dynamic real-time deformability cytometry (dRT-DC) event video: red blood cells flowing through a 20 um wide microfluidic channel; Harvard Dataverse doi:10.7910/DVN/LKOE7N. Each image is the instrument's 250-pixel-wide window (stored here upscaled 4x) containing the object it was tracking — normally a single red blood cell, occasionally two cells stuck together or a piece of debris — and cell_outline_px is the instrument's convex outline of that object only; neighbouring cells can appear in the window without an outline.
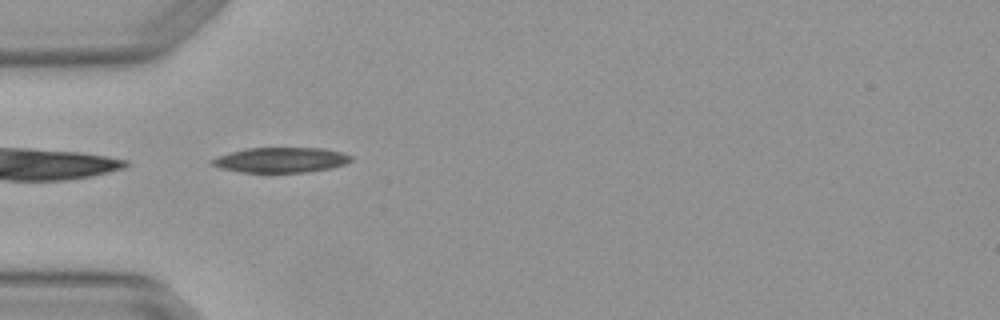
{"species": "Egyptian fruit bat (a non-hibernating species)", "species_latin": "Rousettus aegyptiacus", "temperature_condition": "warm", "stored_images_in_passage": 3, "camera_frame_rate_fps": 3000, "um_per_image_px": 0.085, "animal": {"sex": "female"}, "frame": {"image": 1, "passage_image": 2, "time_ms": 0.333, "image_size_px": [1000, 320], "cell_outline_px": [[352, 160], [344, 164], [332, 168], [308, 172], [240, 172], [220, 168], [208, 164], [208, 160], [216, 156], [248, 148], [324, 148], [340, 152], [352, 156]], "centroid_in_image_um": [23.83, 13.6], "position_along_channel_um": 61.2, "area_um2": 20.46}}
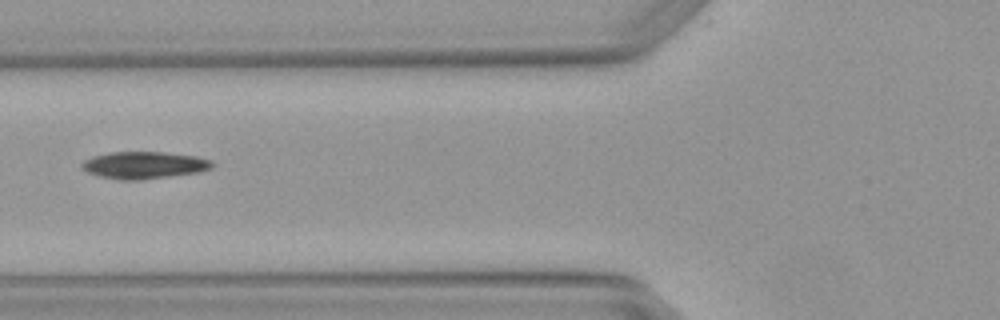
{"frame": {"image": 2, "passage_image": 3, "time_ms": 0.667, "image_size_px": [1000, 320], "cell_outline_px": [[216, 164], [212, 168], [200, 172], [140, 180], [116, 180], [100, 176], [88, 172], [80, 168], [80, 164], [84, 160], [92, 156], [108, 152], [164, 152], [196, 156], [212, 160]], "centroid_in_image_um": [12.25, 14.03], "position_along_channel_um": 113.6, "area_um2": 20.87}}